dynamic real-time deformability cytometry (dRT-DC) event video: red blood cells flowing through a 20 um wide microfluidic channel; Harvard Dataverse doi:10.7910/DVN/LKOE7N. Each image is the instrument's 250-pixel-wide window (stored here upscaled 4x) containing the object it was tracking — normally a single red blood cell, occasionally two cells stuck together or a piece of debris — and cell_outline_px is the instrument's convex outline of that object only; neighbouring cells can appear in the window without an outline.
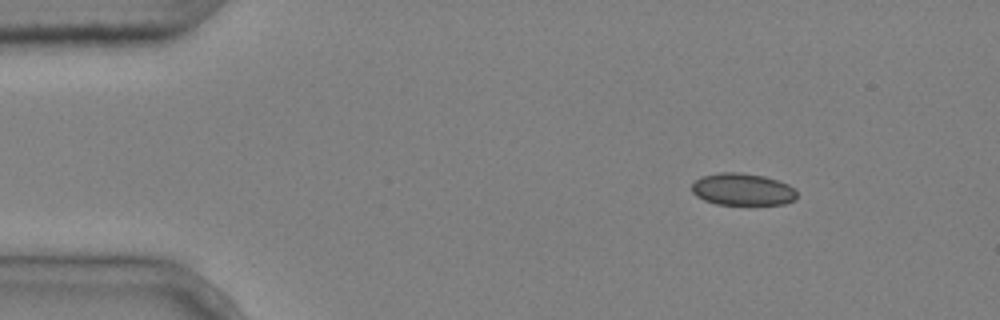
{"species": "common noctule bat (a hibernating species)", "species_latin": "Nyctalus noctula", "temperature_condition": "cold", "stored_images_in_passage": 3, "camera_frame_rate_fps": 3000, "um_per_image_px": 0.085, "animal": {"sex": "male", "body_mass_g": 20.4}, "frame": {"image": 1, "passage_image": 1, "time_ms": 0.0, "image_size_px": [1000, 320], "cell_outline_px": [[796, 200], [784, 204], [716, 204], [704, 200], [696, 196], [692, 192], [692, 184], [700, 176], [720, 172], [740, 172], [764, 176], [788, 184], [796, 188]], "centroid_in_image_um": [63.11, 16.09], "position_along_channel_um": 21.9, "area_um2": 19.77}}